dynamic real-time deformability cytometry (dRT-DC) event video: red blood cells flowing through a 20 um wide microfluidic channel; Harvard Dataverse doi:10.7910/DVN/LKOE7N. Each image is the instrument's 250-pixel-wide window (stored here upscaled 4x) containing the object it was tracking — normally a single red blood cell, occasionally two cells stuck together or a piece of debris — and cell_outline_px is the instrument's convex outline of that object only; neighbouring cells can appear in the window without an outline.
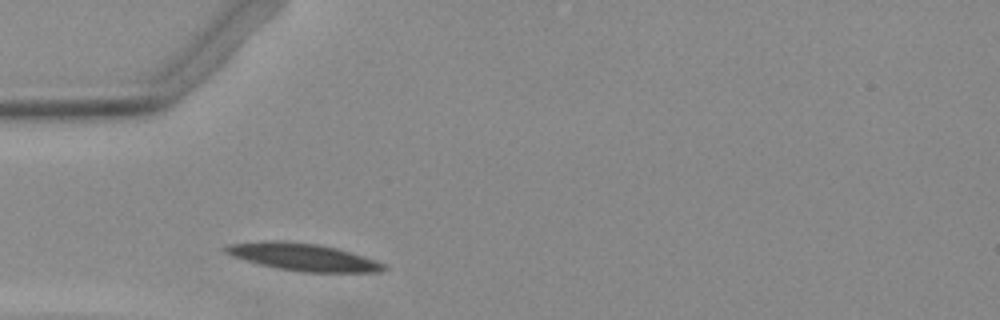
{"species": "Egyptian fruit bat (a non-hibernating species)", "species_latin": "Rousettus aegyptiacus", "temperature_condition": "warm", "stored_images_in_passage": 27, "camera_frame_rate_fps": 3000, "um_per_image_px": 0.085, "animal": {"sex": "female"}, "frame": {"image": 1, "passage_image": 1, "time_ms": 0.0, "image_size_px": [1000, 320], "cell_outline_px": [[388, 268], [380, 272], [304, 272], [276, 268], [244, 260], [232, 256], [224, 252], [220, 248], [228, 244], [276, 240], [280, 240], [316, 244], [336, 248], [352, 252], [384, 264]], "centroid_in_image_um": [25.72, 21.85], "position_along_channel_um": 59.3, "area_um2": 25.09}}
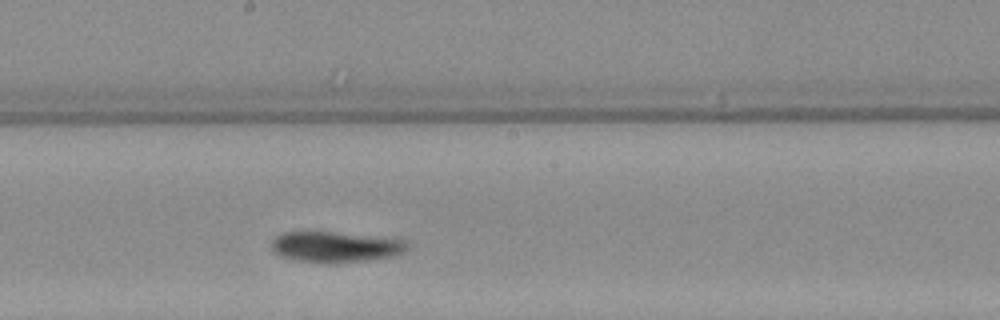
{"frame": {"image": 2, "passage_image": 14, "time_ms": 4.333, "image_size_px": [1000, 320], "cell_outline_px": [[408, 248], [404, 252], [396, 256], [364, 260], [292, 260], [280, 256], [272, 248], [272, 240], [276, 236], [284, 232], [332, 232], [404, 240], [408, 244]], "centroid_in_image_um": [28.51, 20.95], "position_along_channel_um": 219.7, "area_um2": 23.12}}
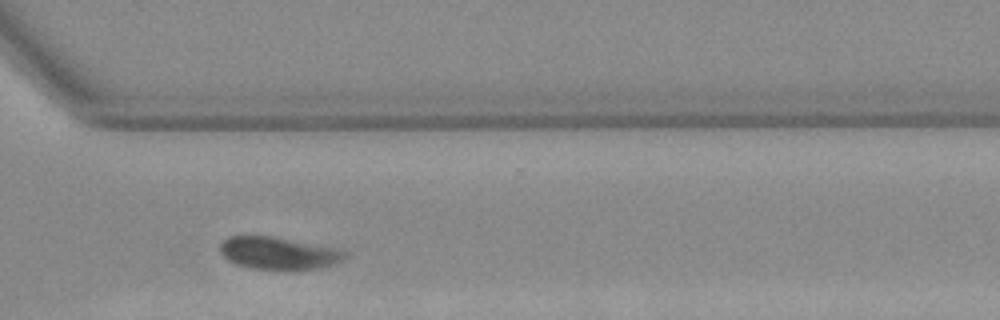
{"frame": {"image": 3, "passage_image": 24, "time_ms": 7.667, "image_size_px": [1000, 320], "cell_outline_px": [[348, 256], [344, 260], [332, 264], [316, 268], [252, 268], [236, 264], [228, 260], [220, 252], [220, 244], [228, 236], [272, 236], [344, 248]], "centroid_in_image_um": [23.73, 21.48], "position_along_channel_um": 346.9, "area_um2": 23.47}}